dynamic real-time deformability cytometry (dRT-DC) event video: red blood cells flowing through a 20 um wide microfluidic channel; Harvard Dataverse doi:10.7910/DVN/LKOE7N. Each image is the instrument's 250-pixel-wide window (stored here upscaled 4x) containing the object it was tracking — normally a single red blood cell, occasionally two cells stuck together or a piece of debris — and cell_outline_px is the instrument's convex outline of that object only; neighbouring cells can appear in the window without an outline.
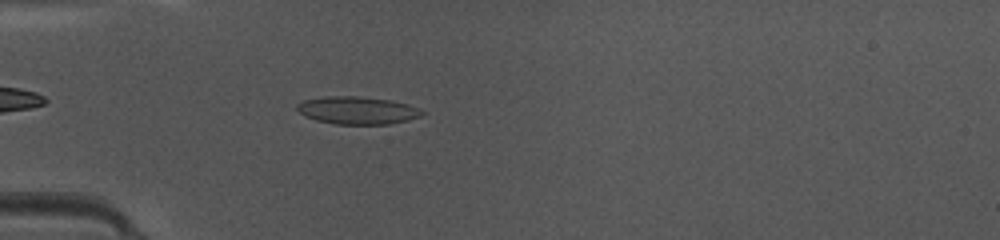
{"species": "common noctule bat (a hibernating species)", "species_latin": "Nyctalus noctula", "temperature_condition": "warm", "stored_images_in_passage": 23, "camera_frame_rate_fps": 3000, "um_per_image_px": 0.085, "animal": {"sex": "female", "body_mass_g": 10.0, "forearm_length_mm": 53.1}, "frame": {"image": 1, "passage_image": 1, "time_ms": 0.0, "image_size_px": [1000, 240], "cell_outline_px": [[424, 112], [420, 116], [408, 120], [388, 124], [336, 124], [316, 120], [304, 116], [296, 108], [296, 104], [304, 100], [324, 96], [360, 96], [392, 100], [408, 104], [420, 108]], "centroid_in_image_um": [30.37, 9.37], "position_along_channel_um": 54.6, "area_um2": 20.23}}